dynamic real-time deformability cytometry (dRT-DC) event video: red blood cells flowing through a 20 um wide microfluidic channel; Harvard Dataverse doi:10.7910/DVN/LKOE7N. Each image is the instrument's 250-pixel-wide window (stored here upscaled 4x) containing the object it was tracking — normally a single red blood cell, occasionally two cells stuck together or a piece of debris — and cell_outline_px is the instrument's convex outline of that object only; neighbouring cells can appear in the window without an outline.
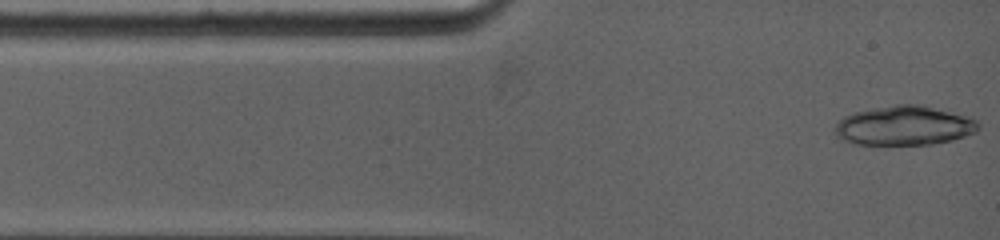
{"species": "common noctule bat (a hibernating species)", "species_latin": "Nyctalus noctula", "temperature_condition": "warm", "stored_images_in_passage": 5, "camera_frame_rate_fps": 5000, "um_per_image_px": 0.085, "animal": {"sex": "female", "body_mass_g": 19.0, "forearm_length_mm": 53.3}, "frame": {"image": 1, "passage_image": 1, "time_ms": 0.0, "image_size_px": [1000, 240], "cell_outline_px": [[980, 128], [976, 132], [952, 140], [932, 144], [860, 144], [844, 140], [836, 136], [836, 124], [844, 116], [852, 112], [872, 108], [896, 104], [924, 104], [964, 116], [976, 120]], "centroid_in_image_um": [76.86, 10.66], "position_along_channel_um": 8.1, "area_um2": 32.71}}